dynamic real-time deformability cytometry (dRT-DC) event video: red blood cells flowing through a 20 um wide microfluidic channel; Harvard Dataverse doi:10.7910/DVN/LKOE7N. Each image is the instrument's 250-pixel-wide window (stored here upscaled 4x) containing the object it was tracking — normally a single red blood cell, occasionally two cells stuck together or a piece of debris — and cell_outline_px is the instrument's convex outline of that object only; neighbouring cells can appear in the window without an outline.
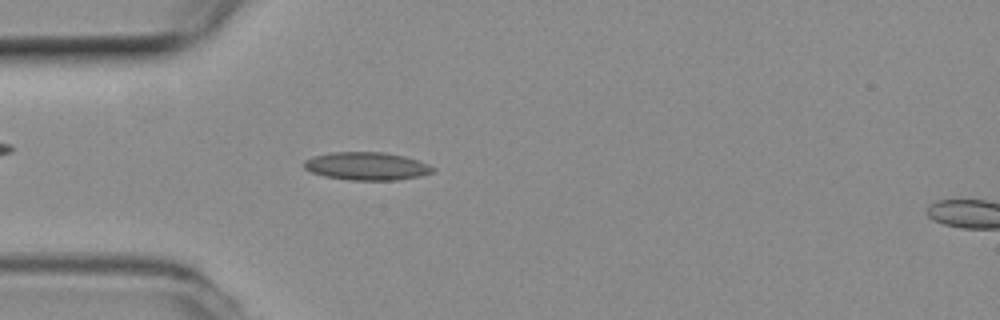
{"species": "common noctule bat (a hibernating species)", "species_latin": "Nyctalus noctula", "temperature_condition": "room temperature", "stored_images_in_passage": 53, "camera_frame_rate_fps": 3000, "um_per_image_px": 0.085, "animal": {"sex": "female", "body_mass_g": 19.3, "forearm_length_mm": 54.1}, "frame": {"image": 1, "passage_image": 15, "time_ms": 4.667, "image_size_px": [1000, 320], "cell_outline_px": [[436, 168], [432, 172], [420, 176], [396, 180], [348, 180], [324, 176], [312, 172], [304, 168], [304, 160], [312, 156], [332, 152], [384, 152], [404, 156], [428, 164]], "centroid_in_image_um": [31.15, 14.12], "position_along_channel_um": 53.9, "area_um2": 20.98}}
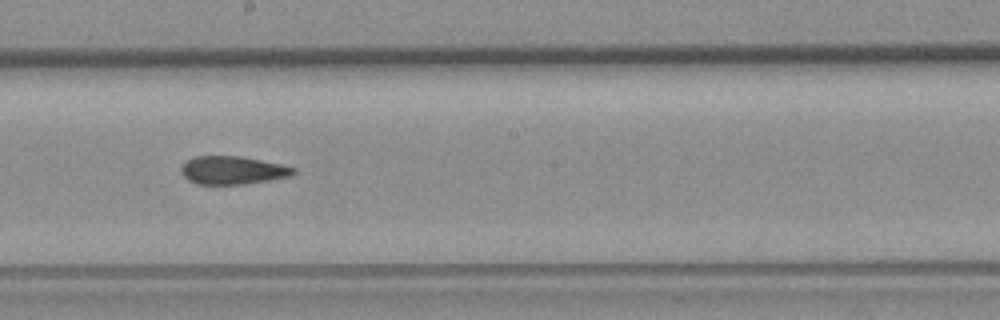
{"frame": {"image": 2, "passage_image": 29, "time_ms": 9.333, "image_size_px": [1000, 320], "cell_outline_px": [[296, 172], [292, 176], [244, 184], [196, 184], [188, 180], [180, 172], [180, 168], [188, 160], [196, 156], [240, 156], [280, 164], [296, 168]], "centroid_in_image_um": [19.77, 14.47], "position_along_channel_um": 228.4, "area_um2": 18.32}}
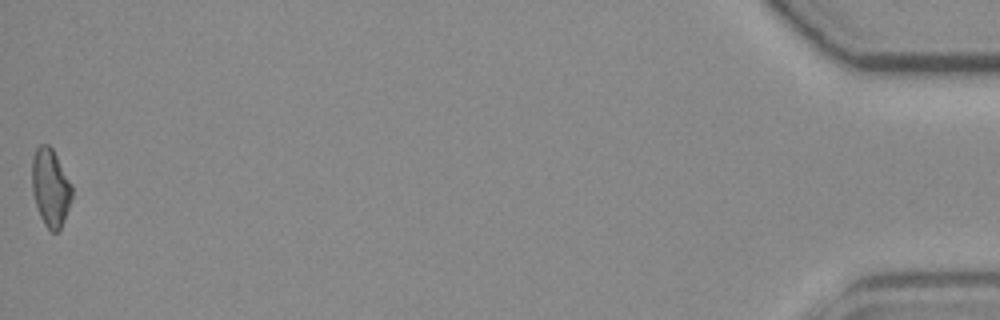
{"frame": {"image": 3, "passage_image": 53, "time_ms": 17.333, "image_size_px": [1000, 320], "cell_outline_px": [[72, 196], [64, 220], [60, 228], [56, 232], [52, 232], [44, 224], [40, 216], [32, 192], [32, 160], [36, 148], [40, 144], [48, 144], [52, 148], [72, 184]], "centroid_in_image_um": [4.29, 15.93], "position_along_channel_um": 430.9, "area_um2": 17.98}, "authors_computed_cell_mechanics": {"area_um2": 19.0162, "velocity_mm_per_s": 3.8669, "shape_relaxation_time_tau1_ms": null, "shape_relaxation_time_tau2_ms": 3.189, "deformation_change_tau1": null, "deformation_change_tau2": 0.0923}}